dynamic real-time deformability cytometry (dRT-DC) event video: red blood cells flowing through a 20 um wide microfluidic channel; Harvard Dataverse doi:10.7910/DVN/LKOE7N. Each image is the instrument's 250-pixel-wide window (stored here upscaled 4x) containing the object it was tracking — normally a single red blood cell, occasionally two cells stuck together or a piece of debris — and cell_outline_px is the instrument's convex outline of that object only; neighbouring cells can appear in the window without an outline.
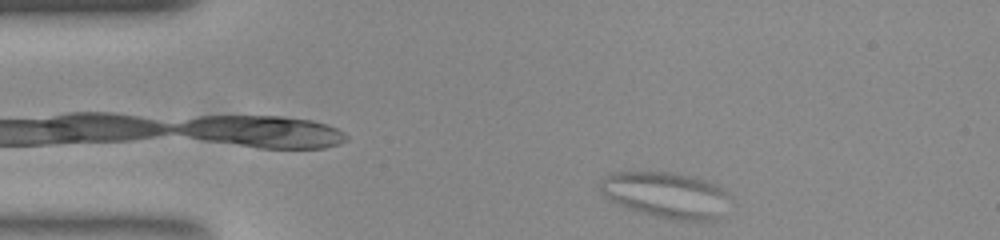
{"species": "common noctule bat (a hibernating species)", "species_latin": "Nyctalus noctula", "temperature_condition": "room temperature", "stored_images_in_passage": 51, "camera_frame_rate_fps": 3000, "um_per_image_px": 0.085, "animal": {"sex": "female", "body_mass_g": 23.0, "forearm_length_mm": 53.4}, "frame": {"image": 1, "passage_image": 1, "time_ms": 0.0, "image_size_px": [1000, 240], "cell_outline_px": [[724, 192], [716, 220], [676, 220], [656, 216], [632, 208], [612, 200], [600, 188], [612, 176], [628, 172], [656, 172], [680, 176], [700, 180], [712, 184], [720, 188]], "centroid_in_image_um": [56.59, 16.6], "position_along_channel_um": 28.4, "area_um2": 31.44}}
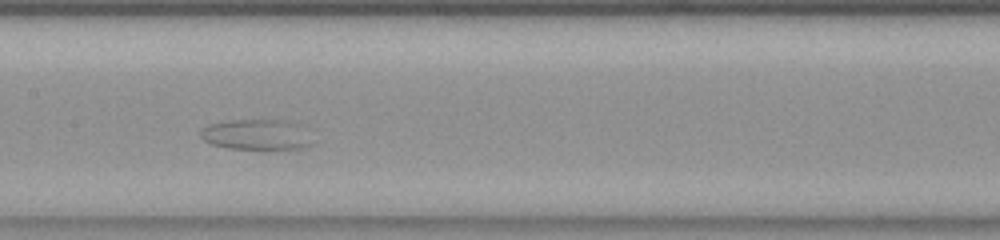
{"frame": {"image": 2, "passage_image": 20, "time_ms": 6.333, "image_size_px": [1000, 240], "cell_outline_px": [[312, 144], [300, 148], [228, 148], [212, 144], [204, 140], [200, 136], [200, 132], [204, 128], [212, 124], [232, 120], [284, 120], [296, 124]], "centroid_in_image_um": [21.71, 11.44], "position_along_channel_um": 185.7, "area_um2": 18.9}}
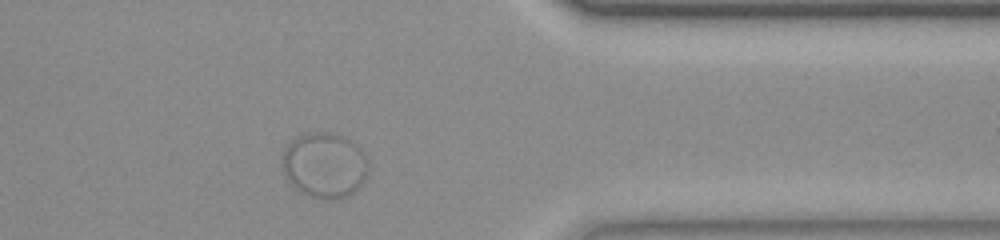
{"frame": {"image": 3, "passage_image": 39, "time_ms": 12.667, "image_size_px": [1000, 240], "cell_outline_px": [[368, 168], [360, 184], [348, 196], [336, 200], [324, 200], [312, 196], [296, 188], [288, 180], [284, 172], [284, 148], [292, 140], [300, 136], [324, 132], [328, 132], [344, 136], [352, 140], [360, 148], [368, 164]], "centroid_in_image_um": [27.6, 14.05], "position_along_channel_um": 383.8, "area_um2": 32.08}}